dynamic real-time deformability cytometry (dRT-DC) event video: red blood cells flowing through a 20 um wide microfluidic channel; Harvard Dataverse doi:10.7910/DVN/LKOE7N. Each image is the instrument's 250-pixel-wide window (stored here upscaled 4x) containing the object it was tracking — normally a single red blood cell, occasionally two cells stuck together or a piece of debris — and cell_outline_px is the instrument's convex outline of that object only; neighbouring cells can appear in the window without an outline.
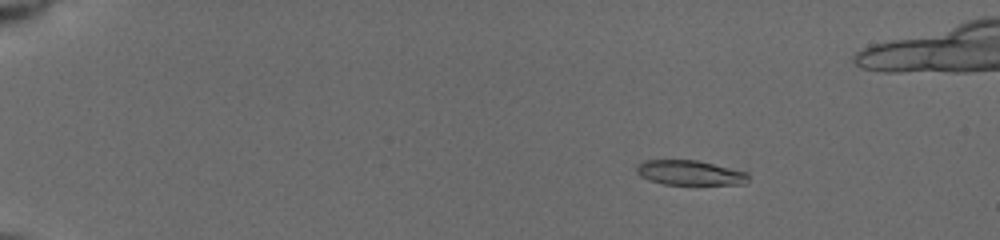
{"species": "common noctule bat (a hibernating species)", "species_latin": "Nyctalus noctula", "temperature_condition": "cold", "stored_images_in_passage": 26, "camera_frame_rate_fps": 3000, "um_per_image_px": 0.085, "animal": {"sex": "female", "body_mass_g": 19.5, "forearm_length_mm": 54.1}, "frame": {"image": 1, "passage_image": 10, "time_ms": 3.0, "image_size_px": [1000, 240], "cell_outline_px": [[748, 180], [744, 184], [664, 184], [648, 180], [640, 176], [636, 172], [636, 168], [644, 160], [696, 160], [748, 172]], "centroid_in_image_um": [58.63, 14.68], "position_along_channel_um": 26.4, "area_um2": 16.01}}
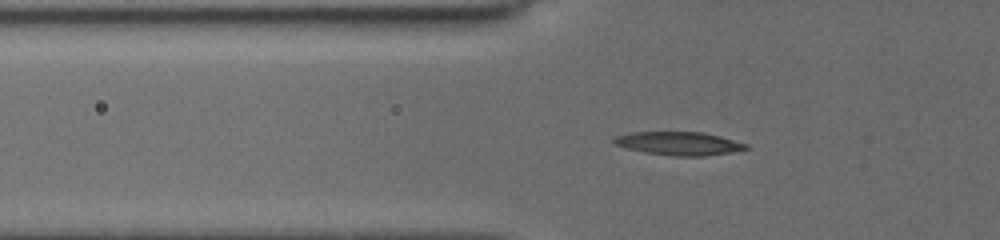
{"frame": {"image": 2, "passage_image": 21, "time_ms": 6.667, "image_size_px": [1000, 240], "cell_outline_px": [[748, 148], [732, 152], [704, 156], [672, 156], [644, 152], [612, 144], [612, 140], [616, 136], [632, 132], [704, 132], [720, 136], [748, 144]], "centroid_in_image_um": [57.7, 12.19], "position_along_channel_um": 68.1, "area_um2": 17.98}}
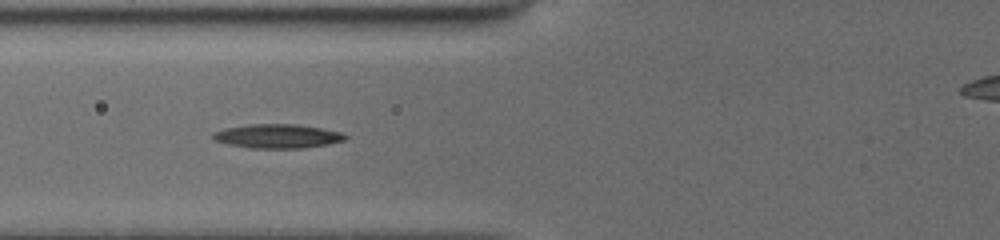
{"frame": {"image": 3, "passage_image": 24, "time_ms": 7.667, "image_size_px": [1000, 240], "cell_outline_px": [[348, 136], [344, 140], [328, 144], [304, 148], [252, 148], [228, 144], [212, 140], [212, 132], [224, 128], [248, 124], [296, 124], [320, 128], [340, 132]], "centroid_in_image_um": [23.53, 11.57], "position_along_channel_um": 102.3, "area_um2": 18.55}}